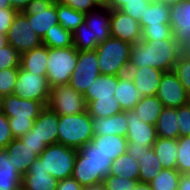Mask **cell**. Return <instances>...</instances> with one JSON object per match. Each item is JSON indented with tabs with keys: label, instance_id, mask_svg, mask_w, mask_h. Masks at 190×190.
Wrapping results in <instances>:
<instances>
[{
	"label": "cell",
	"instance_id": "51",
	"mask_svg": "<svg viewBox=\"0 0 190 190\" xmlns=\"http://www.w3.org/2000/svg\"><path fill=\"white\" fill-rule=\"evenodd\" d=\"M16 14L14 9H0V33L7 35Z\"/></svg>",
	"mask_w": 190,
	"mask_h": 190
},
{
	"label": "cell",
	"instance_id": "49",
	"mask_svg": "<svg viewBox=\"0 0 190 190\" xmlns=\"http://www.w3.org/2000/svg\"><path fill=\"white\" fill-rule=\"evenodd\" d=\"M20 139L29 146L32 151L39 157L41 153L46 149L47 145L44 141H41L36 135L32 134V128Z\"/></svg>",
	"mask_w": 190,
	"mask_h": 190
},
{
	"label": "cell",
	"instance_id": "16",
	"mask_svg": "<svg viewBox=\"0 0 190 190\" xmlns=\"http://www.w3.org/2000/svg\"><path fill=\"white\" fill-rule=\"evenodd\" d=\"M58 180L51 176L43 167L38 157L21 179L20 190H56Z\"/></svg>",
	"mask_w": 190,
	"mask_h": 190
},
{
	"label": "cell",
	"instance_id": "19",
	"mask_svg": "<svg viewBox=\"0 0 190 190\" xmlns=\"http://www.w3.org/2000/svg\"><path fill=\"white\" fill-rule=\"evenodd\" d=\"M110 19V8L106 5L86 13L84 23L90 29L91 41H97L99 45L111 37Z\"/></svg>",
	"mask_w": 190,
	"mask_h": 190
},
{
	"label": "cell",
	"instance_id": "35",
	"mask_svg": "<svg viewBox=\"0 0 190 190\" xmlns=\"http://www.w3.org/2000/svg\"><path fill=\"white\" fill-rule=\"evenodd\" d=\"M58 22L61 27L72 33L85 22V13L79 12L68 5L56 1Z\"/></svg>",
	"mask_w": 190,
	"mask_h": 190
},
{
	"label": "cell",
	"instance_id": "27",
	"mask_svg": "<svg viewBox=\"0 0 190 190\" xmlns=\"http://www.w3.org/2000/svg\"><path fill=\"white\" fill-rule=\"evenodd\" d=\"M22 176L17 172L6 149H0V189L20 190Z\"/></svg>",
	"mask_w": 190,
	"mask_h": 190
},
{
	"label": "cell",
	"instance_id": "8",
	"mask_svg": "<svg viewBox=\"0 0 190 190\" xmlns=\"http://www.w3.org/2000/svg\"><path fill=\"white\" fill-rule=\"evenodd\" d=\"M22 13L27 15V22L41 39L50 28L59 24L56 0H31Z\"/></svg>",
	"mask_w": 190,
	"mask_h": 190
},
{
	"label": "cell",
	"instance_id": "62",
	"mask_svg": "<svg viewBox=\"0 0 190 190\" xmlns=\"http://www.w3.org/2000/svg\"><path fill=\"white\" fill-rule=\"evenodd\" d=\"M145 1L150 3V4L161 2V0H145Z\"/></svg>",
	"mask_w": 190,
	"mask_h": 190
},
{
	"label": "cell",
	"instance_id": "3",
	"mask_svg": "<svg viewBox=\"0 0 190 190\" xmlns=\"http://www.w3.org/2000/svg\"><path fill=\"white\" fill-rule=\"evenodd\" d=\"M132 44L110 37L96 47L99 69L103 75L127 73Z\"/></svg>",
	"mask_w": 190,
	"mask_h": 190
},
{
	"label": "cell",
	"instance_id": "31",
	"mask_svg": "<svg viewBox=\"0 0 190 190\" xmlns=\"http://www.w3.org/2000/svg\"><path fill=\"white\" fill-rule=\"evenodd\" d=\"M163 108L164 105L155 95L142 97L140 101L136 103L133 110L140 120L155 125Z\"/></svg>",
	"mask_w": 190,
	"mask_h": 190
},
{
	"label": "cell",
	"instance_id": "21",
	"mask_svg": "<svg viewBox=\"0 0 190 190\" xmlns=\"http://www.w3.org/2000/svg\"><path fill=\"white\" fill-rule=\"evenodd\" d=\"M94 136L118 135L126 137L128 131L126 111L110 117L92 118Z\"/></svg>",
	"mask_w": 190,
	"mask_h": 190
},
{
	"label": "cell",
	"instance_id": "57",
	"mask_svg": "<svg viewBox=\"0 0 190 190\" xmlns=\"http://www.w3.org/2000/svg\"><path fill=\"white\" fill-rule=\"evenodd\" d=\"M82 190H106V189L103 183H99L96 185L85 186L82 188Z\"/></svg>",
	"mask_w": 190,
	"mask_h": 190
},
{
	"label": "cell",
	"instance_id": "7",
	"mask_svg": "<svg viewBox=\"0 0 190 190\" xmlns=\"http://www.w3.org/2000/svg\"><path fill=\"white\" fill-rule=\"evenodd\" d=\"M47 107L59 116L75 115L86 111V102L82 93L62 84L50 88Z\"/></svg>",
	"mask_w": 190,
	"mask_h": 190
},
{
	"label": "cell",
	"instance_id": "44",
	"mask_svg": "<svg viewBox=\"0 0 190 190\" xmlns=\"http://www.w3.org/2000/svg\"><path fill=\"white\" fill-rule=\"evenodd\" d=\"M20 67V54L10 45L0 48V70Z\"/></svg>",
	"mask_w": 190,
	"mask_h": 190
},
{
	"label": "cell",
	"instance_id": "26",
	"mask_svg": "<svg viewBox=\"0 0 190 190\" xmlns=\"http://www.w3.org/2000/svg\"><path fill=\"white\" fill-rule=\"evenodd\" d=\"M91 142L108 158L114 161L127 153V138L118 135L94 136Z\"/></svg>",
	"mask_w": 190,
	"mask_h": 190
},
{
	"label": "cell",
	"instance_id": "55",
	"mask_svg": "<svg viewBox=\"0 0 190 190\" xmlns=\"http://www.w3.org/2000/svg\"><path fill=\"white\" fill-rule=\"evenodd\" d=\"M129 1H132V0H106L105 5L108 6L110 9L119 10L122 6L126 5Z\"/></svg>",
	"mask_w": 190,
	"mask_h": 190
},
{
	"label": "cell",
	"instance_id": "52",
	"mask_svg": "<svg viewBox=\"0 0 190 190\" xmlns=\"http://www.w3.org/2000/svg\"><path fill=\"white\" fill-rule=\"evenodd\" d=\"M83 186L73 177L58 181L56 190H82Z\"/></svg>",
	"mask_w": 190,
	"mask_h": 190
},
{
	"label": "cell",
	"instance_id": "39",
	"mask_svg": "<svg viewBox=\"0 0 190 190\" xmlns=\"http://www.w3.org/2000/svg\"><path fill=\"white\" fill-rule=\"evenodd\" d=\"M177 145L176 169L181 174H190V135L179 137Z\"/></svg>",
	"mask_w": 190,
	"mask_h": 190
},
{
	"label": "cell",
	"instance_id": "41",
	"mask_svg": "<svg viewBox=\"0 0 190 190\" xmlns=\"http://www.w3.org/2000/svg\"><path fill=\"white\" fill-rule=\"evenodd\" d=\"M19 73V67L0 70V99L14 94V88Z\"/></svg>",
	"mask_w": 190,
	"mask_h": 190
},
{
	"label": "cell",
	"instance_id": "42",
	"mask_svg": "<svg viewBox=\"0 0 190 190\" xmlns=\"http://www.w3.org/2000/svg\"><path fill=\"white\" fill-rule=\"evenodd\" d=\"M173 36L171 26H146L142 30L141 41H161Z\"/></svg>",
	"mask_w": 190,
	"mask_h": 190
},
{
	"label": "cell",
	"instance_id": "38",
	"mask_svg": "<svg viewBox=\"0 0 190 190\" xmlns=\"http://www.w3.org/2000/svg\"><path fill=\"white\" fill-rule=\"evenodd\" d=\"M173 72L182 83L190 97V51H183L173 68Z\"/></svg>",
	"mask_w": 190,
	"mask_h": 190
},
{
	"label": "cell",
	"instance_id": "54",
	"mask_svg": "<svg viewBox=\"0 0 190 190\" xmlns=\"http://www.w3.org/2000/svg\"><path fill=\"white\" fill-rule=\"evenodd\" d=\"M178 190H190V174H181Z\"/></svg>",
	"mask_w": 190,
	"mask_h": 190
},
{
	"label": "cell",
	"instance_id": "2",
	"mask_svg": "<svg viewBox=\"0 0 190 190\" xmlns=\"http://www.w3.org/2000/svg\"><path fill=\"white\" fill-rule=\"evenodd\" d=\"M112 162L92 142H89L77 150L72 177L83 187L102 183L110 173Z\"/></svg>",
	"mask_w": 190,
	"mask_h": 190
},
{
	"label": "cell",
	"instance_id": "43",
	"mask_svg": "<svg viewBox=\"0 0 190 190\" xmlns=\"http://www.w3.org/2000/svg\"><path fill=\"white\" fill-rule=\"evenodd\" d=\"M139 180L122 178L120 176L108 175L103 179L106 190H135Z\"/></svg>",
	"mask_w": 190,
	"mask_h": 190
},
{
	"label": "cell",
	"instance_id": "20",
	"mask_svg": "<svg viewBox=\"0 0 190 190\" xmlns=\"http://www.w3.org/2000/svg\"><path fill=\"white\" fill-rule=\"evenodd\" d=\"M59 115L47 106L40 112L34 121L32 134L48 145L58 143Z\"/></svg>",
	"mask_w": 190,
	"mask_h": 190
},
{
	"label": "cell",
	"instance_id": "14",
	"mask_svg": "<svg viewBox=\"0 0 190 190\" xmlns=\"http://www.w3.org/2000/svg\"><path fill=\"white\" fill-rule=\"evenodd\" d=\"M156 96L164 107L179 108L190 101L173 70L163 73Z\"/></svg>",
	"mask_w": 190,
	"mask_h": 190
},
{
	"label": "cell",
	"instance_id": "12",
	"mask_svg": "<svg viewBox=\"0 0 190 190\" xmlns=\"http://www.w3.org/2000/svg\"><path fill=\"white\" fill-rule=\"evenodd\" d=\"M44 108L40 101L23 99L15 94L0 99V110L7 117H15V120H36Z\"/></svg>",
	"mask_w": 190,
	"mask_h": 190
},
{
	"label": "cell",
	"instance_id": "25",
	"mask_svg": "<svg viewBox=\"0 0 190 190\" xmlns=\"http://www.w3.org/2000/svg\"><path fill=\"white\" fill-rule=\"evenodd\" d=\"M118 85V76L114 75H99L88 87L84 94L86 105L98 98H111L114 95V90Z\"/></svg>",
	"mask_w": 190,
	"mask_h": 190
},
{
	"label": "cell",
	"instance_id": "48",
	"mask_svg": "<svg viewBox=\"0 0 190 190\" xmlns=\"http://www.w3.org/2000/svg\"><path fill=\"white\" fill-rule=\"evenodd\" d=\"M35 120H15V117H8V124L14 138L25 135L34 124Z\"/></svg>",
	"mask_w": 190,
	"mask_h": 190
},
{
	"label": "cell",
	"instance_id": "56",
	"mask_svg": "<svg viewBox=\"0 0 190 190\" xmlns=\"http://www.w3.org/2000/svg\"><path fill=\"white\" fill-rule=\"evenodd\" d=\"M31 0H10L11 5L17 12H22Z\"/></svg>",
	"mask_w": 190,
	"mask_h": 190
},
{
	"label": "cell",
	"instance_id": "10",
	"mask_svg": "<svg viewBox=\"0 0 190 190\" xmlns=\"http://www.w3.org/2000/svg\"><path fill=\"white\" fill-rule=\"evenodd\" d=\"M99 75L101 72L96 50L78 51L76 67L68 84L84 95Z\"/></svg>",
	"mask_w": 190,
	"mask_h": 190
},
{
	"label": "cell",
	"instance_id": "4",
	"mask_svg": "<svg viewBox=\"0 0 190 190\" xmlns=\"http://www.w3.org/2000/svg\"><path fill=\"white\" fill-rule=\"evenodd\" d=\"M93 138L92 117L87 110L75 115L59 116L58 143L78 150Z\"/></svg>",
	"mask_w": 190,
	"mask_h": 190
},
{
	"label": "cell",
	"instance_id": "5",
	"mask_svg": "<svg viewBox=\"0 0 190 190\" xmlns=\"http://www.w3.org/2000/svg\"><path fill=\"white\" fill-rule=\"evenodd\" d=\"M78 50L74 46L48 48L46 77L51 87L68 84L76 67Z\"/></svg>",
	"mask_w": 190,
	"mask_h": 190
},
{
	"label": "cell",
	"instance_id": "32",
	"mask_svg": "<svg viewBox=\"0 0 190 190\" xmlns=\"http://www.w3.org/2000/svg\"><path fill=\"white\" fill-rule=\"evenodd\" d=\"M170 8L171 6L163 2L149 4L143 17L140 18L142 30L146 26H170Z\"/></svg>",
	"mask_w": 190,
	"mask_h": 190
},
{
	"label": "cell",
	"instance_id": "47",
	"mask_svg": "<svg viewBox=\"0 0 190 190\" xmlns=\"http://www.w3.org/2000/svg\"><path fill=\"white\" fill-rule=\"evenodd\" d=\"M179 137L190 135V101L177 108Z\"/></svg>",
	"mask_w": 190,
	"mask_h": 190
},
{
	"label": "cell",
	"instance_id": "13",
	"mask_svg": "<svg viewBox=\"0 0 190 190\" xmlns=\"http://www.w3.org/2000/svg\"><path fill=\"white\" fill-rule=\"evenodd\" d=\"M170 26L179 47L183 51H190V0L171 6Z\"/></svg>",
	"mask_w": 190,
	"mask_h": 190
},
{
	"label": "cell",
	"instance_id": "61",
	"mask_svg": "<svg viewBox=\"0 0 190 190\" xmlns=\"http://www.w3.org/2000/svg\"><path fill=\"white\" fill-rule=\"evenodd\" d=\"M182 1H184V0H161V2H163L164 4L169 5V6L181 3Z\"/></svg>",
	"mask_w": 190,
	"mask_h": 190
},
{
	"label": "cell",
	"instance_id": "58",
	"mask_svg": "<svg viewBox=\"0 0 190 190\" xmlns=\"http://www.w3.org/2000/svg\"><path fill=\"white\" fill-rule=\"evenodd\" d=\"M135 190H153L149 183H140L138 182Z\"/></svg>",
	"mask_w": 190,
	"mask_h": 190
},
{
	"label": "cell",
	"instance_id": "1",
	"mask_svg": "<svg viewBox=\"0 0 190 190\" xmlns=\"http://www.w3.org/2000/svg\"><path fill=\"white\" fill-rule=\"evenodd\" d=\"M183 50L173 36L161 41H137L132 45L129 68L151 66L163 72L172 71Z\"/></svg>",
	"mask_w": 190,
	"mask_h": 190
},
{
	"label": "cell",
	"instance_id": "46",
	"mask_svg": "<svg viewBox=\"0 0 190 190\" xmlns=\"http://www.w3.org/2000/svg\"><path fill=\"white\" fill-rule=\"evenodd\" d=\"M149 4L150 3L145 0H132L122 6L119 10L140 22V18L143 17L145 9H148Z\"/></svg>",
	"mask_w": 190,
	"mask_h": 190
},
{
	"label": "cell",
	"instance_id": "30",
	"mask_svg": "<svg viewBox=\"0 0 190 190\" xmlns=\"http://www.w3.org/2000/svg\"><path fill=\"white\" fill-rule=\"evenodd\" d=\"M139 162V182L150 183L163 169L159 159L155 155L153 147H149L143 151L140 157H137Z\"/></svg>",
	"mask_w": 190,
	"mask_h": 190
},
{
	"label": "cell",
	"instance_id": "28",
	"mask_svg": "<svg viewBox=\"0 0 190 190\" xmlns=\"http://www.w3.org/2000/svg\"><path fill=\"white\" fill-rule=\"evenodd\" d=\"M177 108L164 107L155 124L157 137L178 139Z\"/></svg>",
	"mask_w": 190,
	"mask_h": 190
},
{
	"label": "cell",
	"instance_id": "60",
	"mask_svg": "<svg viewBox=\"0 0 190 190\" xmlns=\"http://www.w3.org/2000/svg\"><path fill=\"white\" fill-rule=\"evenodd\" d=\"M8 45L7 36L5 34L0 33V48Z\"/></svg>",
	"mask_w": 190,
	"mask_h": 190
},
{
	"label": "cell",
	"instance_id": "59",
	"mask_svg": "<svg viewBox=\"0 0 190 190\" xmlns=\"http://www.w3.org/2000/svg\"><path fill=\"white\" fill-rule=\"evenodd\" d=\"M0 9H13L10 0H0Z\"/></svg>",
	"mask_w": 190,
	"mask_h": 190
},
{
	"label": "cell",
	"instance_id": "24",
	"mask_svg": "<svg viewBox=\"0 0 190 190\" xmlns=\"http://www.w3.org/2000/svg\"><path fill=\"white\" fill-rule=\"evenodd\" d=\"M47 61L48 47L43 44L20 54V67L31 73L46 76Z\"/></svg>",
	"mask_w": 190,
	"mask_h": 190
},
{
	"label": "cell",
	"instance_id": "34",
	"mask_svg": "<svg viewBox=\"0 0 190 190\" xmlns=\"http://www.w3.org/2000/svg\"><path fill=\"white\" fill-rule=\"evenodd\" d=\"M86 110L92 118L110 117L123 111L114 96L92 100L86 105Z\"/></svg>",
	"mask_w": 190,
	"mask_h": 190
},
{
	"label": "cell",
	"instance_id": "53",
	"mask_svg": "<svg viewBox=\"0 0 190 190\" xmlns=\"http://www.w3.org/2000/svg\"><path fill=\"white\" fill-rule=\"evenodd\" d=\"M147 148H149V147L139 145V143H136V142H128L127 143V153L134 160H137V157H140L142 155L143 151H146Z\"/></svg>",
	"mask_w": 190,
	"mask_h": 190
},
{
	"label": "cell",
	"instance_id": "45",
	"mask_svg": "<svg viewBox=\"0 0 190 190\" xmlns=\"http://www.w3.org/2000/svg\"><path fill=\"white\" fill-rule=\"evenodd\" d=\"M62 4L68 5L71 8L82 12L88 13L95 10L99 6H104L106 0H56Z\"/></svg>",
	"mask_w": 190,
	"mask_h": 190
},
{
	"label": "cell",
	"instance_id": "15",
	"mask_svg": "<svg viewBox=\"0 0 190 190\" xmlns=\"http://www.w3.org/2000/svg\"><path fill=\"white\" fill-rule=\"evenodd\" d=\"M110 32L111 37L134 44L142 39L140 23L117 9H110Z\"/></svg>",
	"mask_w": 190,
	"mask_h": 190
},
{
	"label": "cell",
	"instance_id": "6",
	"mask_svg": "<svg viewBox=\"0 0 190 190\" xmlns=\"http://www.w3.org/2000/svg\"><path fill=\"white\" fill-rule=\"evenodd\" d=\"M76 155L77 149L55 143L48 145L39 158L45 170L59 181L72 177Z\"/></svg>",
	"mask_w": 190,
	"mask_h": 190
},
{
	"label": "cell",
	"instance_id": "40",
	"mask_svg": "<svg viewBox=\"0 0 190 190\" xmlns=\"http://www.w3.org/2000/svg\"><path fill=\"white\" fill-rule=\"evenodd\" d=\"M73 46L78 51L95 50L97 41H91L90 29L85 23L80 24L77 29L72 33Z\"/></svg>",
	"mask_w": 190,
	"mask_h": 190
},
{
	"label": "cell",
	"instance_id": "9",
	"mask_svg": "<svg viewBox=\"0 0 190 190\" xmlns=\"http://www.w3.org/2000/svg\"><path fill=\"white\" fill-rule=\"evenodd\" d=\"M14 94L23 99L40 101L47 106L50 94L47 77L19 67Z\"/></svg>",
	"mask_w": 190,
	"mask_h": 190
},
{
	"label": "cell",
	"instance_id": "37",
	"mask_svg": "<svg viewBox=\"0 0 190 190\" xmlns=\"http://www.w3.org/2000/svg\"><path fill=\"white\" fill-rule=\"evenodd\" d=\"M180 177L177 169H162L149 184L153 190H178Z\"/></svg>",
	"mask_w": 190,
	"mask_h": 190
},
{
	"label": "cell",
	"instance_id": "22",
	"mask_svg": "<svg viewBox=\"0 0 190 190\" xmlns=\"http://www.w3.org/2000/svg\"><path fill=\"white\" fill-rule=\"evenodd\" d=\"M17 172L23 176L38 156L20 138H14L5 148Z\"/></svg>",
	"mask_w": 190,
	"mask_h": 190
},
{
	"label": "cell",
	"instance_id": "36",
	"mask_svg": "<svg viewBox=\"0 0 190 190\" xmlns=\"http://www.w3.org/2000/svg\"><path fill=\"white\" fill-rule=\"evenodd\" d=\"M42 44L48 48H66L73 46L72 32L58 25L50 28L42 38Z\"/></svg>",
	"mask_w": 190,
	"mask_h": 190
},
{
	"label": "cell",
	"instance_id": "11",
	"mask_svg": "<svg viewBox=\"0 0 190 190\" xmlns=\"http://www.w3.org/2000/svg\"><path fill=\"white\" fill-rule=\"evenodd\" d=\"M7 40L19 54L42 45V39L33 31L27 22V15L17 12L7 31Z\"/></svg>",
	"mask_w": 190,
	"mask_h": 190
},
{
	"label": "cell",
	"instance_id": "29",
	"mask_svg": "<svg viewBox=\"0 0 190 190\" xmlns=\"http://www.w3.org/2000/svg\"><path fill=\"white\" fill-rule=\"evenodd\" d=\"M153 149L163 169H176L177 139L157 137Z\"/></svg>",
	"mask_w": 190,
	"mask_h": 190
},
{
	"label": "cell",
	"instance_id": "18",
	"mask_svg": "<svg viewBox=\"0 0 190 190\" xmlns=\"http://www.w3.org/2000/svg\"><path fill=\"white\" fill-rule=\"evenodd\" d=\"M163 73L160 69H155L151 66L128 68V74L142 97L157 94Z\"/></svg>",
	"mask_w": 190,
	"mask_h": 190
},
{
	"label": "cell",
	"instance_id": "50",
	"mask_svg": "<svg viewBox=\"0 0 190 190\" xmlns=\"http://www.w3.org/2000/svg\"><path fill=\"white\" fill-rule=\"evenodd\" d=\"M13 139L8 117L0 110V149H5Z\"/></svg>",
	"mask_w": 190,
	"mask_h": 190
},
{
	"label": "cell",
	"instance_id": "23",
	"mask_svg": "<svg viewBox=\"0 0 190 190\" xmlns=\"http://www.w3.org/2000/svg\"><path fill=\"white\" fill-rule=\"evenodd\" d=\"M114 91L113 96L120 103L123 111L133 110L142 98L128 72L118 76V85Z\"/></svg>",
	"mask_w": 190,
	"mask_h": 190
},
{
	"label": "cell",
	"instance_id": "33",
	"mask_svg": "<svg viewBox=\"0 0 190 190\" xmlns=\"http://www.w3.org/2000/svg\"><path fill=\"white\" fill-rule=\"evenodd\" d=\"M109 175L139 180V162L128 153L122 154L112 162Z\"/></svg>",
	"mask_w": 190,
	"mask_h": 190
},
{
	"label": "cell",
	"instance_id": "17",
	"mask_svg": "<svg viewBox=\"0 0 190 190\" xmlns=\"http://www.w3.org/2000/svg\"><path fill=\"white\" fill-rule=\"evenodd\" d=\"M127 116V141L136 142L142 146L153 147L157 134L155 125L145 123L137 116L134 110L126 111Z\"/></svg>",
	"mask_w": 190,
	"mask_h": 190
}]
</instances>
